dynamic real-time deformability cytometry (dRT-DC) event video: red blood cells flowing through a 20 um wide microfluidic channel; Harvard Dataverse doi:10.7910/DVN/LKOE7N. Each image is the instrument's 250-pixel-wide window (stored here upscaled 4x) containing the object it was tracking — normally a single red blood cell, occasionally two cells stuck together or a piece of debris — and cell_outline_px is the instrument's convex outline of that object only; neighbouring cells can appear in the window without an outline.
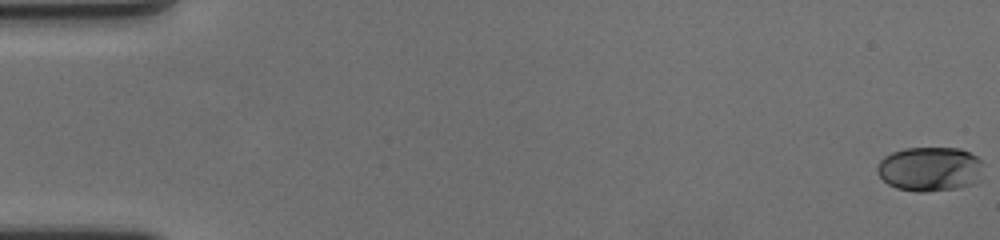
{"species": "human", "species_latin": "Homo sapiens", "temperature_condition": "cold", "stored_images_in_passage": 61, "camera_frame_rate_fps": 3000, "um_per_image_px": 0.085, "donor": {"sex": "female"}, "frame": {"image": 1, "passage_image": 1, "time_ms": 0.0, "image_size_px": [1000, 240], "cell_outline_px": [[984, 160], [980, 180], [976, 184], [960, 188], [924, 192], [916, 192], [896, 188], [888, 184], [876, 172], [876, 168], [880, 160], [884, 156], [892, 152], [904, 148], [960, 148]], "centroid_in_image_um": [79.07, 14.37], "position_along_channel_um": 5.9, "area_um2": 28.03}}
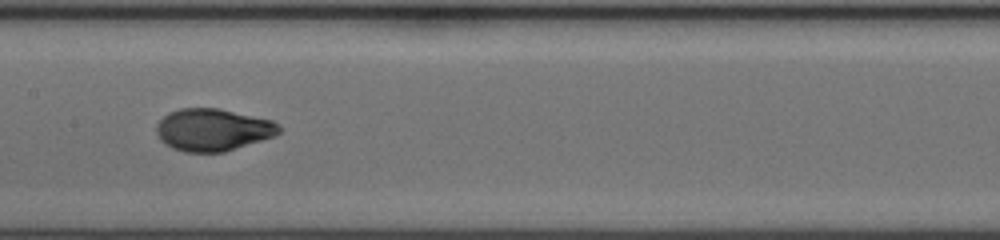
{"frame": {"image": 2, "passage_image": 32, "time_ms": 10.333, "image_size_px": [1000, 240], "cell_outline_px": [[280, 132], [276, 136], [224, 152], [184, 152], [172, 148], [164, 144], [160, 140], [156, 132], [156, 124], [168, 112], [180, 108], [220, 108], [272, 120], [280, 124]], "centroid_in_image_um": [18.09, 11.03], "position_along_channel_um": 189.3, "area_um2": 30.52}}
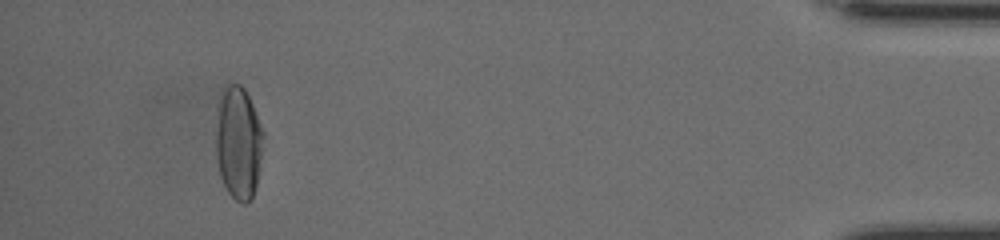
{"frame": {"image": 3, "passage_image": 57, "time_ms": 18.667, "image_size_px": [1000, 240], "cell_outline_px": [[264, 136], [256, 184], [252, 196], [248, 204], [240, 204], [228, 192], [220, 176], [216, 156], [216, 108], [224, 88], [228, 84], [240, 84], [244, 88], [252, 104], [264, 132]], "centroid_in_image_um": [20.25, 12.13], "position_along_channel_um": 415.0, "area_um2": 31.21}, "authors_computed_cell_mechanics": {"area_um2": 29.767, "velocity_mm_per_s": 3.5109, "shape_relaxation_time_tau1_ms": 4.6351, "shape_relaxation_time_tau2_ms": null, "deformation_change_tau1": 0.186, "deformation_change_tau2": null}}